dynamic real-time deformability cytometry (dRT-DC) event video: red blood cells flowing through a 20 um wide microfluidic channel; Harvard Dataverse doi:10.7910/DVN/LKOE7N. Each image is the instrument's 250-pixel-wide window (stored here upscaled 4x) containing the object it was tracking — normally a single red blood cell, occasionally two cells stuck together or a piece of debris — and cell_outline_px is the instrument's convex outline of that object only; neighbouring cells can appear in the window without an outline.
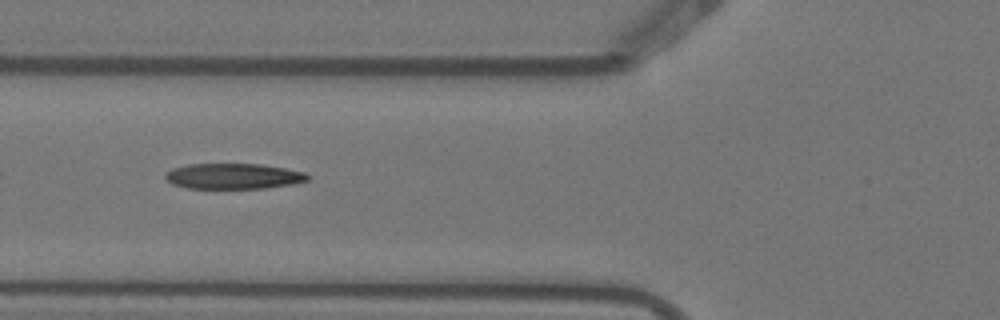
{"species": "Egyptian fruit bat (a non-hibernating species)", "species_latin": "Rousettus aegyptiacus", "temperature_condition": "warm", "stored_images_in_passage": 7, "camera_frame_rate_fps": 3000, "um_per_image_px": 0.085, "animal": {"sex": "female"}, "frame": {"image": 1, "passage_image": 6, "time_ms": 1.667, "image_size_px": [1000, 320], "cell_outline_px": [[308, 180], [292, 184], [264, 188], [188, 188], [172, 184], [164, 176], [172, 168], [188, 164], [260, 164], [284, 168], [304, 172], [308, 176]], "centroid_in_image_um": [19.82, 14.97], "position_along_channel_um": 106.0, "area_um2": 20.98}}
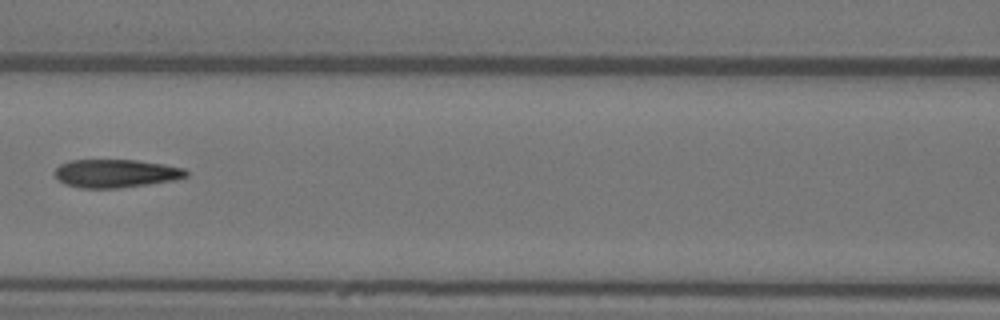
{"frame": {"image": 2, "passage_image": 7, "time_ms": 2.0, "image_size_px": [1000, 320], "cell_outline_px": [[188, 176], [176, 180], [120, 188], [80, 188], [64, 184], [52, 172], [60, 164], [68, 160], [136, 160], [164, 164], [184, 168], [188, 172]], "centroid_in_image_um": [9.84, 14.74], "position_along_channel_um": 156.8, "area_um2": 21.79}}